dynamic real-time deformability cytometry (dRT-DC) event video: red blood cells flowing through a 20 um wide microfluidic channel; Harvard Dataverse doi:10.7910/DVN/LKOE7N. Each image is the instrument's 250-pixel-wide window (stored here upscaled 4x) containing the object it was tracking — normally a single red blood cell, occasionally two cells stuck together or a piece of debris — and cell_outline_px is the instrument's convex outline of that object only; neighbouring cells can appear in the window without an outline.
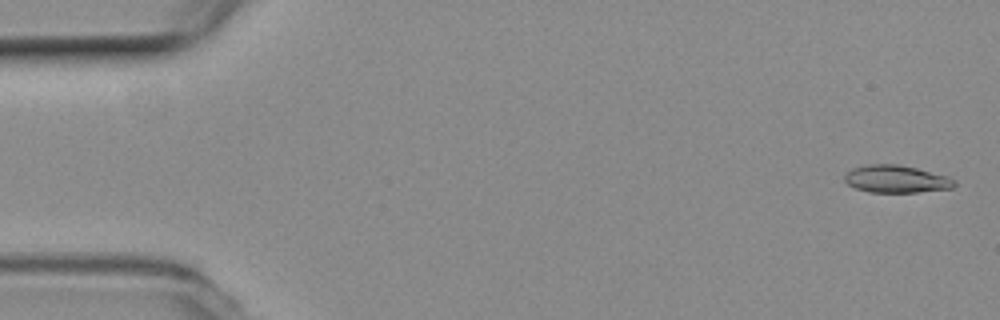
{"species": "common noctule bat (a hibernating species)", "species_latin": "Nyctalus noctula", "temperature_condition": "room temperature", "stored_images_in_passage": 52, "camera_frame_rate_fps": 3000, "um_per_image_px": 0.085, "animal": {"sex": "female", "body_mass_g": 19.3, "forearm_length_mm": 54.1}, "frame": {"image": 1, "passage_image": 2, "time_ms": 0.333, "image_size_px": [1000, 320], "cell_outline_px": [[956, 184], [952, 188], [916, 192], [868, 192], [856, 188], [848, 184], [844, 180], [844, 176], [852, 168], [868, 164], [896, 164], [916, 168], [948, 176], [956, 180]], "centroid_in_image_um": [76.18, 15.22], "position_along_channel_um": 8.8, "area_um2": 17.51}}
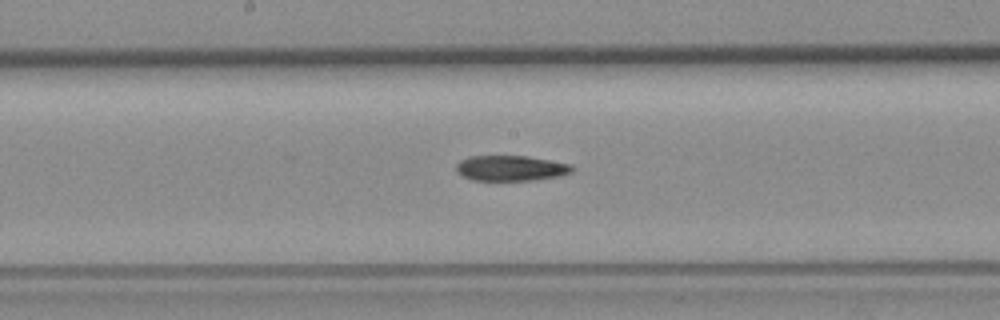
{"frame": {"image": 2, "passage_image": 28, "time_ms": 9.0, "image_size_px": [1000, 320], "cell_outline_px": [[576, 168], [572, 172], [560, 176], [532, 180], [472, 180], [460, 176], [456, 172], [456, 164], [460, 160], [468, 156], [528, 156], [572, 164]], "centroid_in_image_um": [43.41, 14.29], "position_along_channel_um": 204.8, "area_um2": 17.4}}
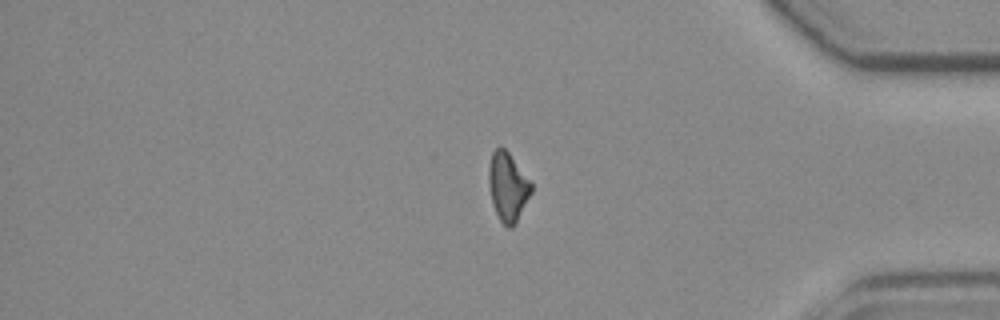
{"frame": {"image": 3, "passage_image": 45, "time_ms": 14.667, "image_size_px": [1000, 320], "cell_outline_px": [[532, 192], [516, 224], [512, 228], [508, 228], [500, 220], [496, 212], [492, 200], [488, 184], [488, 168], [492, 152], [496, 148], [504, 148], [508, 152], [532, 184]], "centroid_in_image_um": [43.16, 15.9], "position_along_channel_um": 392.0, "area_um2": 16.88}, "authors_computed_cell_mechanics": {"area_um2": 17.8024, "velocity_mm_per_s": 3.8039, "shape_relaxation_time_tau1_ms": null, "shape_relaxation_time_tau2_ms": 9.263, "deformation_change_tau1": null, "deformation_change_tau2": 0.2015}}